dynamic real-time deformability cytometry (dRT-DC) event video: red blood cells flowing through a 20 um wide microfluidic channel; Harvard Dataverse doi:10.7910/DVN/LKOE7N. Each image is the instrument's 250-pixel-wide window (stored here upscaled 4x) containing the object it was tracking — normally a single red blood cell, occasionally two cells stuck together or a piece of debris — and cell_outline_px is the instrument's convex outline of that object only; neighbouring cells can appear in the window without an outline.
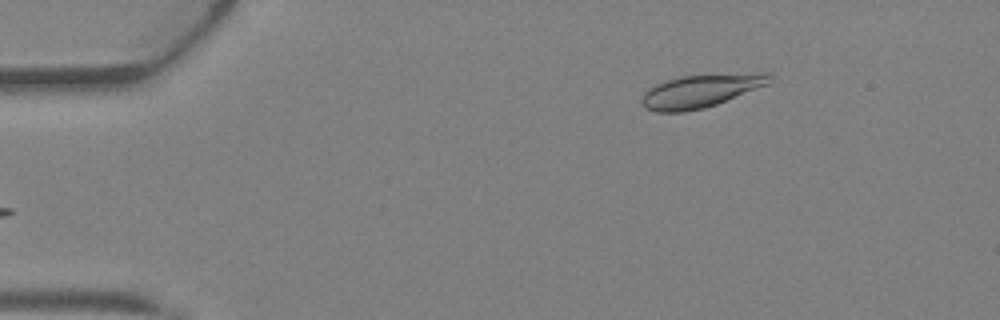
{"species": "Egyptian fruit bat (a non-hibernating species)", "species_latin": "Rousettus aegyptiacus", "temperature_condition": "warm", "stored_images_in_passage": 2, "camera_frame_rate_fps": 3000, "um_per_image_px": 0.085, "animal": {"sex": "female"}, "frame": {"image": 1, "passage_image": 2, "time_ms": 0.333, "image_size_px": [1000, 320], "cell_outline_px": [[772, 84], [716, 104], [704, 108], [684, 112], [656, 112], [644, 108], [640, 100], [644, 92], [648, 88], [656, 84], [680, 76], [756, 72], [768, 72], [772, 76]], "centroid_in_image_um": [59.61, 7.72], "position_along_channel_um": 25.4, "area_um2": 25.09}}